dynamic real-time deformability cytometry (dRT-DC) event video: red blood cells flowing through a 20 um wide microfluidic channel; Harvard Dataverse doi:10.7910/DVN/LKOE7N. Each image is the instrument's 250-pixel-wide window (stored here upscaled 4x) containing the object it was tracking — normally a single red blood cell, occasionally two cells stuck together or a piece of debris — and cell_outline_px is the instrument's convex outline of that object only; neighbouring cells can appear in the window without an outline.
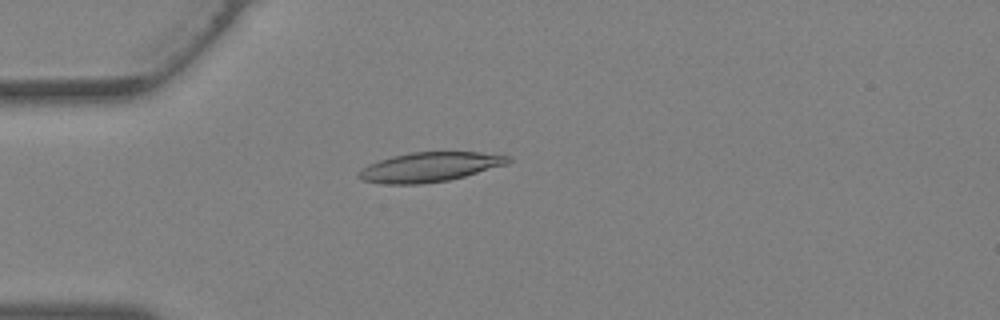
{"species": "Egyptian fruit bat (a non-hibernating species)", "species_latin": "Rousettus aegyptiacus", "temperature_condition": "warm", "stored_images_in_passage": 29, "camera_frame_rate_fps": 3000, "um_per_image_px": 0.085, "animal": {"sex": "female"}, "frame": {"image": 1, "passage_image": 1, "time_ms": 0.0, "image_size_px": [1000, 320], "cell_outline_px": [[512, 160], [508, 164], [464, 176], [448, 180], [420, 184], [384, 184], [360, 180], [356, 176], [356, 172], [368, 164], [392, 156], [408, 152], [480, 152], [512, 156]], "centroid_in_image_um": [36.5, 14.19], "position_along_channel_um": 48.5, "area_um2": 25.89}}
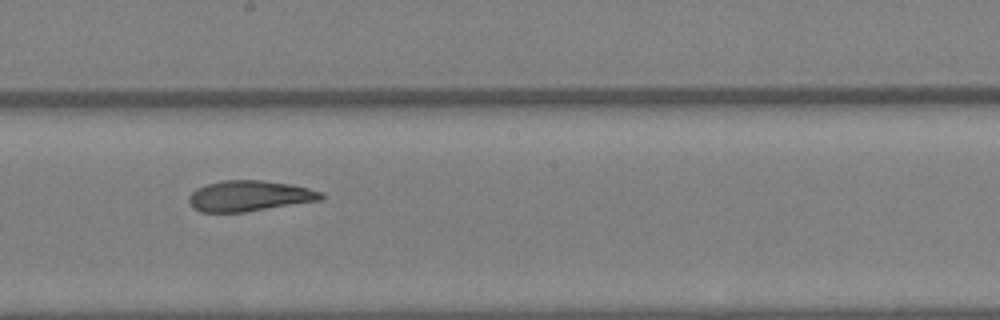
{"frame": {"image": 2, "passage_image": 12, "time_ms": 3.667, "image_size_px": [1000, 320], "cell_outline_px": [[324, 196], [320, 200], [244, 212], [200, 212], [192, 208], [188, 200], [188, 196], [196, 188], [208, 184], [224, 180], [260, 180], [292, 184], [308, 188], [320, 192]], "centroid_in_image_um": [21.15, 16.65], "position_along_channel_um": 227.1, "area_um2": 23.52}}
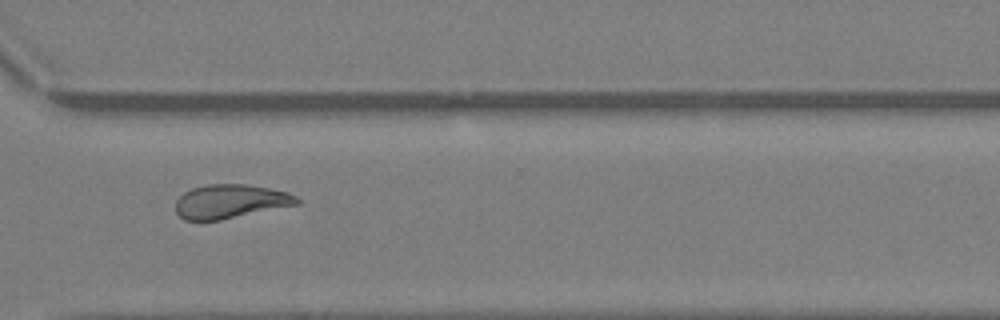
{"frame": {"image": 3, "passage_image": 19, "time_ms": 6.0, "image_size_px": [1000, 320], "cell_outline_px": [[300, 204], [220, 220], [184, 220], [176, 212], [176, 200], [184, 192], [192, 188], [208, 184], [244, 184], [268, 188], [288, 192], [296, 196], [300, 200]], "centroid_in_image_um": [19.59, 17.12], "position_along_channel_um": 351.0, "area_um2": 23.93}}